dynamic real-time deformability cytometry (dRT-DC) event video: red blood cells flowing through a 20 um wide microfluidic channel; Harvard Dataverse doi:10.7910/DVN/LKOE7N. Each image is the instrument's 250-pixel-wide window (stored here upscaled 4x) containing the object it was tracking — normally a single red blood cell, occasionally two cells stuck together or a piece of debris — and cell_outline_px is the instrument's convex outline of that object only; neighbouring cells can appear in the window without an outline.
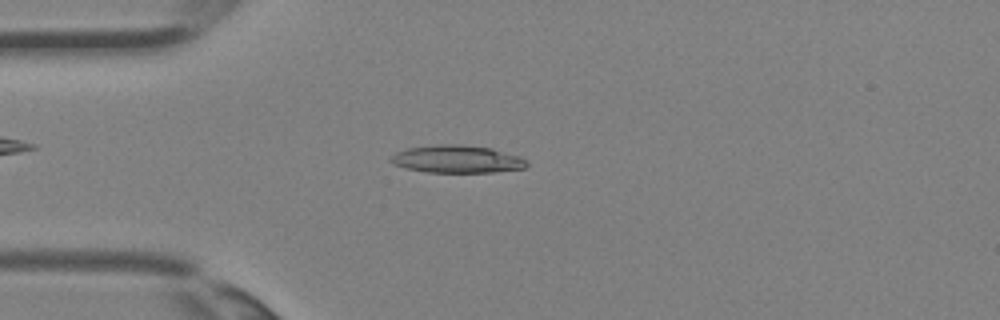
{"species": "Egyptian fruit bat (a non-hibernating species)", "species_latin": "Rousettus aegyptiacus", "temperature_condition": "room temperature", "stored_images_in_passage": 27, "camera_frame_rate_fps": 3000, "um_per_image_px": 0.085, "animal": {"sex": "female"}, "frame": {"image": 1, "passage_image": 1, "time_ms": 0.0, "image_size_px": [1000, 320], "cell_outline_px": [[528, 164], [524, 168], [492, 172], [428, 172], [404, 168], [392, 164], [388, 160], [388, 156], [396, 152], [408, 148], [436, 144], [460, 144], [492, 148], [520, 156]], "centroid_in_image_um": [38.78, 13.52], "position_along_channel_um": 46.2, "area_um2": 22.02}}
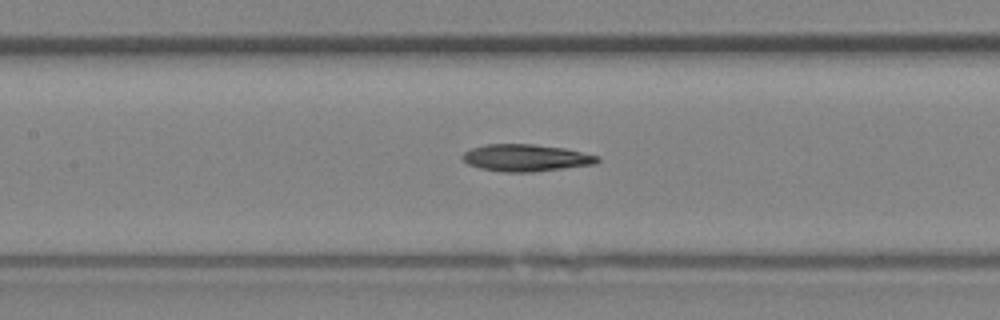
{"frame": {"image": 2, "passage_image": 8, "time_ms": 2.333, "image_size_px": [1000, 320], "cell_outline_px": [[600, 160], [596, 164], [532, 172], [504, 172], [480, 168], [468, 164], [460, 156], [464, 152], [472, 148], [484, 144], [532, 144], [564, 148], [600, 156]], "centroid_in_image_um": [44.7, 13.41], "position_along_channel_um": 162.7, "area_um2": 21.27}}
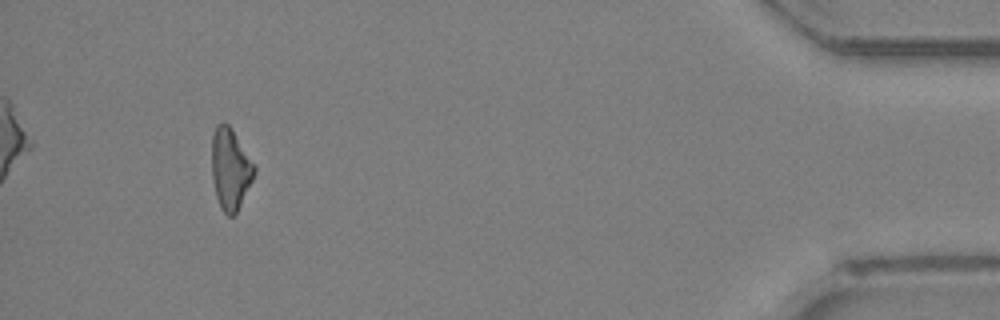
{"frame": {"image": 3, "passage_image": 25, "time_ms": 8.0, "image_size_px": [1000, 320], "cell_outline_px": [[256, 172], [236, 212], [232, 216], [228, 216], [220, 208], [216, 196], [212, 176], [212, 136], [216, 124], [224, 120], [228, 124], [256, 168]], "centroid_in_image_um": [19.55, 14.35], "position_along_channel_um": 415.7, "area_um2": 19.77}}